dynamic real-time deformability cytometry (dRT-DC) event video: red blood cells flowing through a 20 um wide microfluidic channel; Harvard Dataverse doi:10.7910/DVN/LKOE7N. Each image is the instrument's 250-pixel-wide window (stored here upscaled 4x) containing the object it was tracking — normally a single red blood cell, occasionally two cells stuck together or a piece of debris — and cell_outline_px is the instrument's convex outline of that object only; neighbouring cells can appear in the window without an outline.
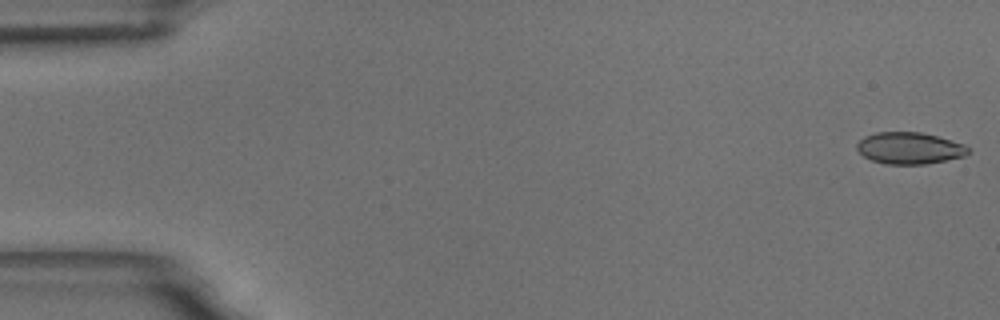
{"species": "common noctule bat (a hibernating species)", "species_latin": "Nyctalus noctula", "temperature_condition": "room temperature", "stored_images_in_passage": 6, "camera_frame_rate_fps": 3000, "um_per_image_px": 0.085, "animal": {"sex": "male", "body_mass_g": 18.8}, "frame": {"image": 1, "passage_image": 1, "time_ms": 0.0, "image_size_px": [1000, 320], "cell_outline_px": [[968, 152], [964, 156], [928, 164], [884, 164], [872, 160], [864, 156], [856, 148], [856, 144], [864, 136], [876, 132], [920, 132], [936, 136], [964, 144], [968, 148]], "centroid_in_image_um": [77.28, 12.59], "position_along_channel_um": 7.7, "area_um2": 20.46}}
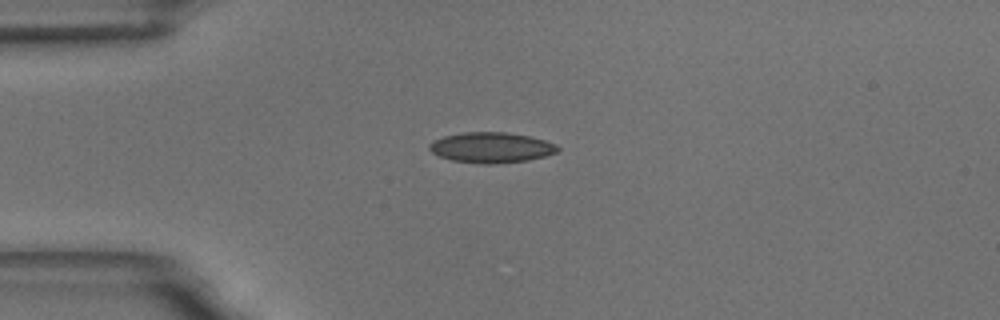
{"frame": {"image": 2, "passage_image": 4, "time_ms": 4.333, "image_size_px": [1000, 320], "cell_outline_px": [[560, 148], [556, 152], [544, 156], [528, 160], [492, 164], [480, 164], [452, 160], [440, 156], [432, 152], [428, 148], [428, 144], [432, 140], [444, 136], [464, 132], [508, 132], [528, 136], [544, 140], [556, 144]], "centroid_in_image_um": [41.73, 12.54], "position_along_channel_um": 43.3, "area_um2": 22.77}}